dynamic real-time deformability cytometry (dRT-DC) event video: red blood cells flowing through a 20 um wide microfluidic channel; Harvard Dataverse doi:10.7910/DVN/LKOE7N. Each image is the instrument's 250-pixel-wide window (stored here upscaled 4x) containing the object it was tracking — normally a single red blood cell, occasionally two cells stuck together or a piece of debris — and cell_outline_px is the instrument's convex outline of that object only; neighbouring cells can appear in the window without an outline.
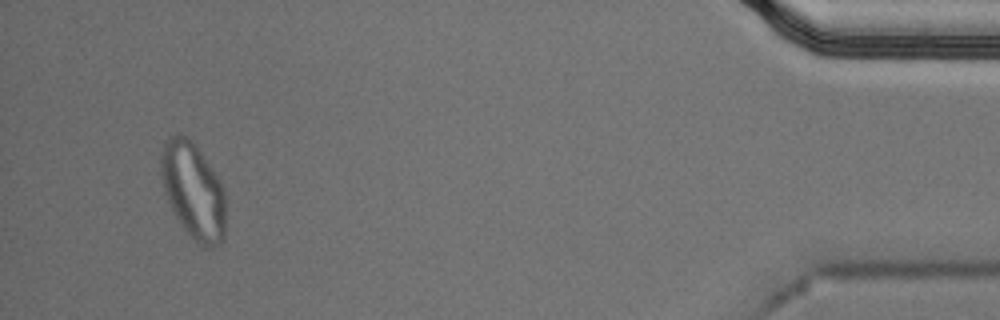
{"species": "Egyptian fruit bat (a non-hibernating species)", "species_latin": "Rousettus aegyptiacus", "temperature_condition": "cold", "stored_images_in_passage": 54, "segment_of_instrument_passage": [2, 2], "camera_frame_rate_fps": 3000, "um_per_image_px": 0.085, "animal": {"sex": "male"}, "frame": {"image": 1, "passage_image": 51, "time_ms": 16.667, "image_size_px": [1000, 320], "cell_outline_px": [[224, 240], [220, 244], [212, 248], [204, 248], [184, 228], [172, 212], [164, 192], [160, 172], [160, 156], [164, 140], [168, 136], [176, 132], [180, 132], [188, 136], [192, 140], [220, 180], [224, 188]], "centroid_in_image_um": [16.39, 16.16], "position_along_channel_um": 418.8, "area_um2": 36.7}}